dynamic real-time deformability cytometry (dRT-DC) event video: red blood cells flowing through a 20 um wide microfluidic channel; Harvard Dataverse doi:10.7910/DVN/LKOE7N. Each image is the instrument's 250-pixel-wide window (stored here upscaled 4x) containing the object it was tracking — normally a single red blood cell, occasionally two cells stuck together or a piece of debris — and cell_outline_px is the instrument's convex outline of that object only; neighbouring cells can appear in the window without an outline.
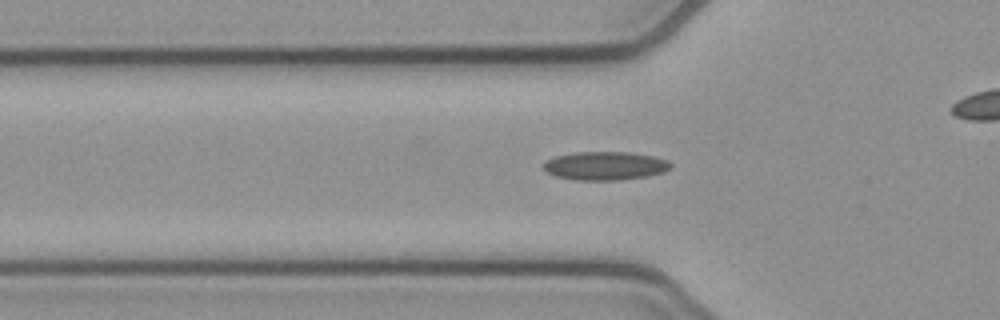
{"species": "common noctule bat (a hibernating species)", "species_latin": "Nyctalus noctula", "temperature_condition": "cold", "stored_images_in_passage": 41, "camera_frame_rate_fps": 3000, "um_per_image_px": 0.085, "animal": {"sex": "female", "body_mass_g": 21.9}, "frame": {"image": 1, "passage_image": 14, "time_ms": 4.333, "image_size_px": [1000, 320], "cell_outline_px": [[672, 168], [664, 172], [648, 176], [620, 180], [576, 180], [556, 176], [548, 172], [544, 168], [544, 160], [556, 156], [576, 152], [628, 152], [652, 156], [668, 160], [672, 164]], "centroid_in_image_um": [51.46, 14.09], "position_along_channel_um": 74.3, "area_um2": 21.15}}
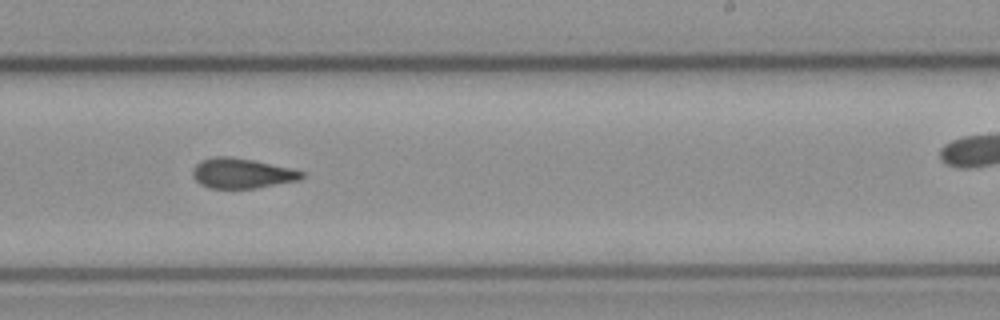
{"frame": {"image": 2, "passage_image": 29, "time_ms": 9.333, "image_size_px": [1000, 320], "cell_outline_px": [[304, 176], [300, 180], [256, 188], [208, 188], [200, 184], [192, 176], [192, 168], [200, 160], [212, 156], [228, 156], [252, 160], [296, 168], [304, 172]], "centroid_in_image_um": [20.56, 14.72], "position_along_channel_um": 268.4, "area_um2": 19.42}}
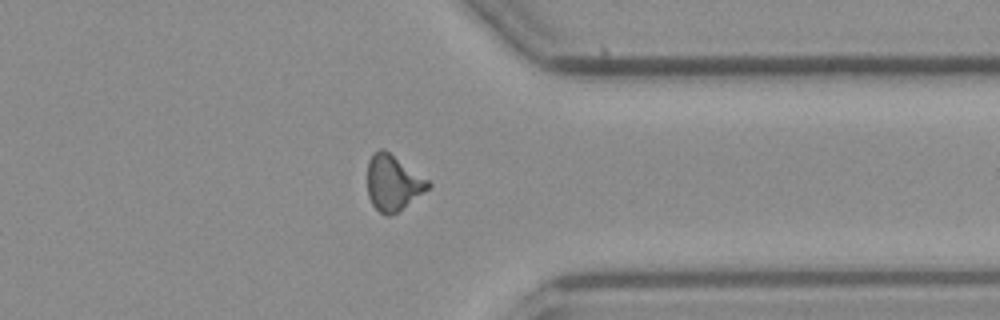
{"frame": {"image": 3, "passage_image": 38, "time_ms": 12.333, "image_size_px": [1000, 320], "cell_outline_px": [[432, 184], [428, 188], [396, 212], [388, 216], [384, 216], [372, 204], [368, 196], [368, 160], [372, 152], [380, 148], [384, 148], [428, 180]], "centroid_in_image_um": [33.36, 15.5], "position_along_channel_um": 378.0, "area_um2": 19.36}}